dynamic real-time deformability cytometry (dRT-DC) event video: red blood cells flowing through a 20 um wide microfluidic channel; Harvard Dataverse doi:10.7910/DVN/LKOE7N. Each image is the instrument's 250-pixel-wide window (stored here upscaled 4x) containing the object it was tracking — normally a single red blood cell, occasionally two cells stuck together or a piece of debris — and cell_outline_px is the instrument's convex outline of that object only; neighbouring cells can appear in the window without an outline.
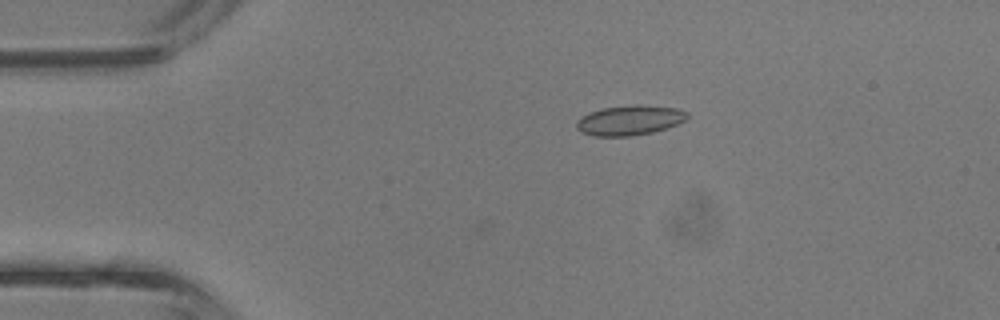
{"species": "common noctule bat (a hibernating species)", "species_latin": "Nyctalus noctula", "temperature_condition": "room temperature", "stored_images_in_passage": 4, "camera_frame_rate_fps": 3000, "um_per_image_px": 0.085, "animal": {"sex": "male", "body_mass_g": 13.3}, "frame": {"image": 1, "passage_image": 1, "time_ms": 0.0, "image_size_px": [1000, 320], "cell_outline_px": [[688, 116], [684, 120], [668, 128], [652, 132], [632, 136], [596, 136], [580, 132], [576, 128], [576, 120], [580, 116], [588, 112], [600, 108], [636, 104], [640, 104], [676, 108], [688, 112]], "centroid_in_image_um": [53.47, 10.21], "position_along_channel_um": 31.5, "area_um2": 19.54}}